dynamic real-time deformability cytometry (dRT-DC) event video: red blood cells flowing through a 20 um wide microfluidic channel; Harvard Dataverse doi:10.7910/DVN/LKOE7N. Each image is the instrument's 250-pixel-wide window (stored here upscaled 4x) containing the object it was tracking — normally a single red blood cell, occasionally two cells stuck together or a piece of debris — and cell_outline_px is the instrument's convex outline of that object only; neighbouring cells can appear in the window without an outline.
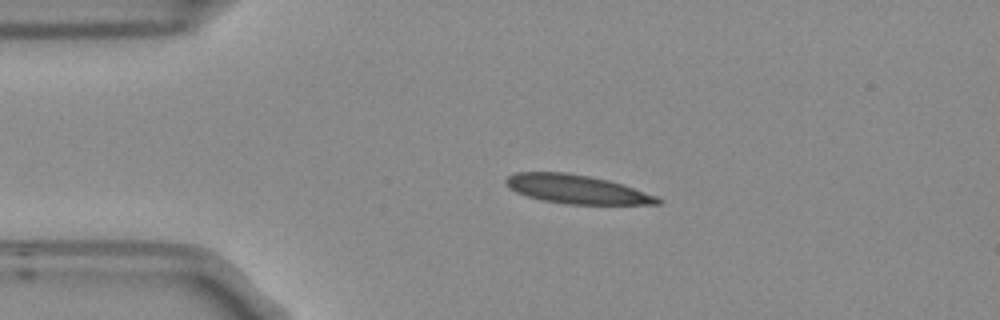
{"species": "Egyptian fruit bat (a non-hibernating species)", "species_latin": "Rousettus aegyptiacus", "temperature_condition": "room temperature", "stored_images_in_passage": 3, "camera_frame_rate_fps": 3000, "um_per_image_px": 0.085, "frame": {"image": 1, "passage_image": 2, "time_ms": 0.333, "image_size_px": [1000, 320], "cell_outline_px": [[664, 200], [660, 204], [568, 204], [544, 200], [528, 196], [516, 192], [504, 180], [508, 176], [516, 172], [564, 172], [588, 176], [608, 180], [624, 184], [656, 196]], "centroid_in_image_um": [49.06, 16.08], "position_along_channel_um": 35.9, "area_um2": 25.14}}